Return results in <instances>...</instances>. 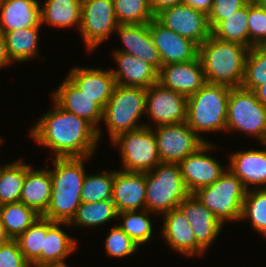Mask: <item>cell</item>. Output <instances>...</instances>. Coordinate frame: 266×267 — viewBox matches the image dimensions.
Wrapping results in <instances>:
<instances>
[{
    "label": "cell",
    "mask_w": 266,
    "mask_h": 267,
    "mask_svg": "<svg viewBox=\"0 0 266 267\" xmlns=\"http://www.w3.org/2000/svg\"><path fill=\"white\" fill-rule=\"evenodd\" d=\"M26 174L22 160L0 165V205L20 202Z\"/></svg>",
    "instance_id": "obj_33"
},
{
    "label": "cell",
    "mask_w": 266,
    "mask_h": 267,
    "mask_svg": "<svg viewBox=\"0 0 266 267\" xmlns=\"http://www.w3.org/2000/svg\"><path fill=\"white\" fill-rule=\"evenodd\" d=\"M183 4L188 5L196 10L202 11L207 15L211 12L212 0H184Z\"/></svg>",
    "instance_id": "obj_45"
},
{
    "label": "cell",
    "mask_w": 266,
    "mask_h": 267,
    "mask_svg": "<svg viewBox=\"0 0 266 267\" xmlns=\"http://www.w3.org/2000/svg\"><path fill=\"white\" fill-rule=\"evenodd\" d=\"M11 63L12 61L8 56L4 34L0 32V69L11 65Z\"/></svg>",
    "instance_id": "obj_46"
},
{
    "label": "cell",
    "mask_w": 266,
    "mask_h": 267,
    "mask_svg": "<svg viewBox=\"0 0 266 267\" xmlns=\"http://www.w3.org/2000/svg\"><path fill=\"white\" fill-rule=\"evenodd\" d=\"M54 109L45 112L29 136L51 150L54 158L91 157L99 144L98 130L86 119L61 108L53 99Z\"/></svg>",
    "instance_id": "obj_1"
},
{
    "label": "cell",
    "mask_w": 266,
    "mask_h": 267,
    "mask_svg": "<svg viewBox=\"0 0 266 267\" xmlns=\"http://www.w3.org/2000/svg\"><path fill=\"white\" fill-rule=\"evenodd\" d=\"M41 267H70L68 264H63V265H47V266H41Z\"/></svg>",
    "instance_id": "obj_50"
},
{
    "label": "cell",
    "mask_w": 266,
    "mask_h": 267,
    "mask_svg": "<svg viewBox=\"0 0 266 267\" xmlns=\"http://www.w3.org/2000/svg\"><path fill=\"white\" fill-rule=\"evenodd\" d=\"M226 131H238L266 143V108L253 91L231 88L228 98Z\"/></svg>",
    "instance_id": "obj_8"
},
{
    "label": "cell",
    "mask_w": 266,
    "mask_h": 267,
    "mask_svg": "<svg viewBox=\"0 0 266 267\" xmlns=\"http://www.w3.org/2000/svg\"><path fill=\"white\" fill-rule=\"evenodd\" d=\"M158 82L186 97L195 94L207 83L199 56L188 62L162 65Z\"/></svg>",
    "instance_id": "obj_16"
},
{
    "label": "cell",
    "mask_w": 266,
    "mask_h": 267,
    "mask_svg": "<svg viewBox=\"0 0 266 267\" xmlns=\"http://www.w3.org/2000/svg\"><path fill=\"white\" fill-rule=\"evenodd\" d=\"M251 0H214L208 21L211 30L220 22L227 19Z\"/></svg>",
    "instance_id": "obj_42"
},
{
    "label": "cell",
    "mask_w": 266,
    "mask_h": 267,
    "mask_svg": "<svg viewBox=\"0 0 266 267\" xmlns=\"http://www.w3.org/2000/svg\"><path fill=\"white\" fill-rule=\"evenodd\" d=\"M146 113V89L115 85L103 110V121L112 141L118 135L145 126L140 119ZM139 122V123H138Z\"/></svg>",
    "instance_id": "obj_5"
},
{
    "label": "cell",
    "mask_w": 266,
    "mask_h": 267,
    "mask_svg": "<svg viewBox=\"0 0 266 267\" xmlns=\"http://www.w3.org/2000/svg\"><path fill=\"white\" fill-rule=\"evenodd\" d=\"M11 238L7 235L2 222L0 221V246L7 243Z\"/></svg>",
    "instance_id": "obj_48"
},
{
    "label": "cell",
    "mask_w": 266,
    "mask_h": 267,
    "mask_svg": "<svg viewBox=\"0 0 266 267\" xmlns=\"http://www.w3.org/2000/svg\"><path fill=\"white\" fill-rule=\"evenodd\" d=\"M67 77L85 95L95 101L103 110L116 85L114 76L109 69L73 67Z\"/></svg>",
    "instance_id": "obj_22"
},
{
    "label": "cell",
    "mask_w": 266,
    "mask_h": 267,
    "mask_svg": "<svg viewBox=\"0 0 266 267\" xmlns=\"http://www.w3.org/2000/svg\"><path fill=\"white\" fill-rule=\"evenodd\" d=\"M52 93V99L61 108L90 122L98 130V138L101 140L103 131L98 127L103 121V109L95 101L81 92L67 76Z\"/></svg>",
    "instance_id": "obj_18"
},
{
    "label": "cell",
    "mask_w": 266,
    "mask_h": 267,
    "mask_svg": "<svg viewBox=\"0 0 266 267\" xmlns=\"http://www.w3.org/2000/svg\"><path fill=\"white\" fill-rule=\"evenodd\" d=\"M266 80V46L249 49L245 62L242 88L253 91Z\"/></svg>",
    "instance_id": "obj_39"
},
{
    "label": "cell",
    "mask_w": 266,
    "mask_h": 267,
    "mask_svg": "<svg viewBox=\"0 0 266 267\" xmlns=\"http://www.w3.org/2000/svg\"><path fill=\"white\" fill-rule=\"evenodd\" d=\"M46 237V218L40 217L15 240L25 261L31 267L42 266V249Z\"/></svg>",
    "instance_id": "obj_34"
},
{
    "label": "cell",
    "mask_w": 266,
    "mask_h": 267,
    "mask_svg": "<svg viewBox=\"0 0 266 267\" xmlns=\"http://www.w3.org/2000/svg\"><path fill=\"white\" fill-rule=\"evenodd\" d=\"M0 267H31L25 261L15 239L0 246Z\"/></svg>",
    "instance_id": "obj_43"
},
{
    "label": "cell",
    "mask_w": 266,
    "mask_h": 267,
    "mask_svg": "<svg viewBox=\"0 0 266 267\" xmlns=\"http://www.w3.org/2000/svg\"><path fill=\"white\" fill-rule=\"evenodd\" d=\"M249 3L220 21L212 30L211 35L225 41L239 43L249 48Z\"/></svg>",
    "instance_id": "obj_32"
},
{
    "label": "cell",
    "mask_w": 266,
    "mask_h": 267,
    "mask_svg": "<svg viewBox=\"0 0 266 267\" xmlns=\"http://www.w3.org/2000/svg\"><path fill=\"white\" fill-rule=\"evenodd\" d=\"M45 2V3H44ZM40 3L41 24L50 27L79 29L81 25L82 0H45Z\"/></svg>",
    "instance_id": "obj_28"
},
{
    "label": "cell",
    "mask_w": 266,
    "mask_h": 267,
    "mask_svg": "<svg viewBox=\"0 0 266 267\" xmlns=\"http://www.w3.org/2000/svg\"><path fill=\"white\" fill-rule=\"evenodd\" d=\"M188 98L172 89L163 87L159 82L146 89V127L183 123L187 121Z\"/></svg>",
    "instance_id": "obj_11"
},
{
    "label": "cell",
    "mask_w": 266,
    "mask_h": 267,
    "mask_svg": "<svg viewBox=\"0 0 266 267\" xmlns=\"http://www.w3.org/2000/svg\"><path fill=\"white\" fill-rule=\"evenodd\" d=\"M232 87L206 83L195 94L188 96L187 124L205 142L200 133L226 132L228 98Z\"/></svg>",
    "instance_id": "obj_4"
},
{
    "label": "cell",
    "mask_w": 266,
    "mask_h": 267,
    "mask_svg": "<svg viewBox=\"0 0 266 267\" xmlns=\"http://www.w3.org/2000/svg\"><path fill=\"white\" fill-rule=\"evenodd\" d=\"M118 211L113 201H99L95 203L81 202L75 217L69 223L80 228L102 226L110 221L117 220Z\"/></svg>",
    "instance_id": "obj_31"
},
{
    "label": "cell",
    "mask_w": 266,
    "mask_h": 267,
    "mask_svg": "<svg viewBox=\"0 0 266 267\" xmlns=\"http://www.w3.org/2000/svg\"><path fill=\"white\" fill-rule=\"evenodd\" d=\"M247 191L243 182L227 168L213 184L193 194L224 225L228 221L240 222Z\"/></svg>",
    "instance_id": "obj_7"
},
{
    "label": "cell",
    "mask_w": 266,
    "mask_h": 267,
    "mask_svg": "<svg viewBox=\"0 0 266 267\" xmlns=\"http://www.w3.org/2000/svg\"><path fill=\"white\" fill-rule=\"evenodd\" d=\"M248 47L210 36L198 46L206 82L241 87L245 74Z\"/></svg>",
    "instance_id": "obj_3"
},
{
    "label": "cell",
    "mask_w": 266,
    "mask_h": 267,
    "mask_svg": "<svg viewBox=\"0 0 266 267\" xmlns=\"http://www.w3.org/2000/svg\"><path fill=\"white\" fill-rule=\"evenodd\" d=\"M26 165L25 180L22 187L20 202L33 208L39 215H43L49 206L51 197V175L47 168H33Z\"/></svg>",
    "instance_id": "obj_26"
},
{
    "label": "cell",
    "mask_w": 266,
    "mask_h": 267,
    "mask_svg": "<svg viewBox=\"0 0 266 267\" xmlns=\"http://www.w3.org/2000/svg\"><path fill=\"white\" fill-rule=\"evenodd\" d=\"M155 19L197 46L211 36L208 15L185 4L166 8L156 14Z\"/></svg>",
    "instance_id": "obj_13"
},
{
    "label": "cell",
    "mask_w": 266,
    "mask_h": 267,
    "mask_svg": "<svg viewBox=\"0 0 266 267\" xmlns=\"http://www.w3.org/2000/svg\"><path fill=\"white\" fill-rule=\"evenodd\" d=\"M161 235L165 243L176 253L188 257L202 256L206 252L197 244L195 234L179 208L163 214Z\"/></svg>",
    "instance_id": "obj_19"
},
{
    "label": "cell",
    "mask_w": 266,
    "mask_h": 267,
    "mask_svg": "<svg viewBox=\"0 0 266 267\" xmlns=\"http://www.w3.org/2000/svg\"><path fill=\"white\" fill-rule=\"evenodd\" d=\"M190 223L197 244L206 252L221 234L223 225L214 213L194 194H189L178 206Z\"/></svg>",
    "instance_id": "obj_17"
},
{
    "label": "cell",
    "mask_w": 266,
    "mask_h": 267,
    "mask_svg": "<svg viewBox=\"0 0 266 267\" xmlns=\"http://www.w3.org/2000/svg\"><path fill=\"white\" fill-rule=\"evenodd\" d=\"M66 222L46 219V237L42 249V266L66 264V258L78 247V241L61 228Z\"/></svg>",
    "instance_id": "obj_27"
},
{
    "label": "cell",
    "mask_w": 266,
    "mask_h": 267,
    "mask_svg": "<svg viewBox=\"0 0 266 267\" xmlns=\"http://www.w3.org/2000/svg\"><path fill=\"white\" fill-rule=\"evenodd\" d=\"M105 249V253L110 257L124 258L134 254L139 247L118 225H115L105 238Z\"/></svg>",
    "instance_id": "obj_40"
},
{
    "label": "cell",
    "mask_w": 266,
    "mask_h": 267,
    "mask_svg": "<svg viewBox=\"0 0 266 267\" xmlns=\"http://www.w3.org/2000/svg\"><path fill=\"white\" fill-rule=\"evenodd\" d=\"M161 163H180L194 154L205 142L187 122L153 128Z\"/></svg>",
    "instance_id": "obj_12"
},
{
    "label": "cell",
    "mask_w": 266,
    "mask_h": 267,
    "mask_svg": "<svg viewBox=\"0 0 266 267\" xmlns=\"http://www.w3.org/2000/svg\"><path fill=\"white\" fill-rule=\"evenodd\" d=\"M114 173L115 169L99 171L92 175L86 173L81 190V201L85 203L112 201Z\"/></svg>",
    "instance_id": "obj_36"
},
{
    "label": "cell",
    "mask_w": 266,
    "mask_h": 267,
    "mask_svg": "<svg viewBox=\"0 0 266 267\" xmlns=\"http://www.w3.org/2000/svg\"><path fill=\"white\" fill-rule=\"evenodd\" d=\"M183 1L184 0H150V6L153 14L156 15L166 8L183 4Z\"/></svg>",
    "instance_id": "obj_44"
},
{
    "label": "cell",
    "mask_w": 266,
    "mask_h": 267,
    "mask_svg": "<svg viewBox=\"0 0 266 267\" xmlns=\"http://www.w3.org/2000/svg\"><path fill=\"white\" fill-rule=\"evenodd\" d=\"M40 217L33 208L22 202L0 205V221L11 239L24 233Z\"/></svg>",
    "instance_id": "obj_30"
},
{
    "label": "cell",
    "mask_w": 266,
    "mask_h": 267,
    "mask_svg": "<svg viewBox=\"0 0 266 267\" xmlns=\"http://www.w3.org/2000/svg\"><path fill=\"white\" fill-rule=\"evenodd\" d=\"M253 92L260 103L266 108V80L263 84L257 86Z\"/></svg>",
    "instance_id": "obj_47"
},
{
    "label": "cell",
    "mask_w": 266,
    "mask_h": 267,
    "mask_svg": "<svg viewBox=\"0 0 266 267\" xmlns=\"http://www.w3.org/2000/svg\"><path fill=\"white\" fill-rule=\"evenodd\" d=\"M214 148L212 142L205 143L194 154L188 155L179 163L182 178L190 194L213 184L228 168L206 154Z\"/></svg>",
    "instance_id": "obj_14"
},
{
    "label": "cell",
    "mask_w": 266,
    "mask_h": 267,
    "mask_svg": "<svg viewBox=\"0 0 266 267\" xmlns=\"http://www.w3.org/2000/svg\"><path fill=\"white\" fill-rule=\"evenodd\" d=\"M149 214L152 212L146 209L118 213L117 219H121L122 222L118 223V226L138 247L152 240L154 230L152 223L155 222V219L151 222Z\"/></svg>",
    "instance_id": "obj_35"
},
{
    "label": "cell",
    "mask_w": 266,
    "mask_h": 267,
    "mask_svg": "<svg viewBox=\"0 0 266 267\" xmlns=\"http://www.w3.org/2000/svg\"><path fill=\"white\" fill-rule=\"evenodd\" d=\"M255 3L266 11V0H254Z\"/></svg>",
    "instance_id": "obj_49"
},
{
    "label": "cell",
    "mask_w": 266,
    "mask_h": 267,
    "mask_svg": "<svg viewBox=\"0 0 266 267\" xmlns=\"http://www.w3.org/2000/svg\"><path fill=\"white\" fill-rule=\"evenodd\" d=\"M149 32L162 65L188 62L198 56V46L193 41L166 28L155 18L149 23Z\"/></svg>",
    "instance_id": "obj_15"
},
{
    "label": "cell",
    "mask_w": 266,
    "mask_h": 267,
    "mask_svg": "<svg viewBox=\"0 0 266 267\" xmlns=\"http://www.w3.org/2000/svg\"><path fill=\"white\" fill-rule=\"evenodd\" d=\"M121 156V170L148 172L161 163L153 128L142 127L118 135L111 141Z\"/></svg>",
    "instance_id": "obj_9"
},
{
    "label": "cell",
    "mask_w": 266,
    "mask_h": 267,
    "mask_svg": "<svg viewBox=\"0 0 266 267\" xmlns=\"http://www.w3.org/2000/svg\"><path fill=\"white\" fill-rule=\"evenodd\" d=\"M40 27L22 28L4 34L8 56L20 64L30 59L40 58L38 54Z\"/></svg>",
    "instance_id": "obj_29"
},
{
    "label": "cell",
    "mask_w": 266,
    "mask_h": 267,
    "mask_svg": "<svg viewBox=\"0 0 266 267\" xmlns=\"http://www.w3.org/2000/svg\"><path fill=\"white\" fill-rule=\"evenodd\" d=\"M178 163H160L146 172V210L163 215L189 195Z\"/></svg>",
    "instance_id": "obj_6"
},
{
    "label": "cell",
    "mask_w": 266,
    "mask_h": 267,
    "mask_svg": "<svg viewBox=\"0 0 266 267\" xmlns=\"http://www.w3.org/2000/svg\"><path fill=\"white\" fill-rule=\"evenodd\" d=\"M118 25L113 0H82L79 33L87 51H94L115 34Z\"/></svg>",
    "instance_id": "obj_10"
},
{
    "label": "cell",
    "mask_w": 266,
    "mask_h": 267,
    "mask_svg": "<svg viewBox=\"0 0 266 267\" xmlns=\"http://www.w3.org/2000/svg\"><path fill=\"white\" fill-rule=\"evenodd\" d=\"M248 30L249 48L266 46V11L254 0L249 2Z\"/></svg>",
    "instance_id": "obj_41"
},
{
    "label": "cell",
    "mask_w": 266,
    "mask_h": 267,
    "mask_svg": "<svg viewBox=\"0 0 266 267\" xmlns=\"http://www.w3.org/2000/svg\"><path fill=\"white\" fill-rule=\"evenodd\" d=\"M3 138L0 136V146H1V144H3Z\"/></svg>",
    "instance_id": "obj_51"
},
{
    "label": "cell",
    "mask_w": 266,
    "mask_h": 267,
    "mask_svg": "<svg viewBox=\"0 0 266 267\" xmlns=\"http://www.w3.org/2000/svg\"><path fill=\"white\" fill-rule=\"evenodd\" d=\"M112 194L118 213L146 209V172L115 170Z\"/></svg>",
    "instance_id": "obj_20"
},
{
    "label": "cell",
    "mask_w": 266,
    "mask_h": 267,
    "mask_svg": "<svg viewBox=\"0 0 266 267\" xmlns=\"http://www.w3.org/2000/svg\"><path fill=\"white\" fill-rule=\"evenodd\" d=\"M124 48L120 51L140 58L151 65L157 72L162 67V61L149 32V23L145 24H119L116 29Z\"/></svg>",
    "instance_id": "obj_21"
},
{
    "label": "cell",
    "mask_w": 266,
    "mask_h": 267,
    "mask_svg": "<svg viewBox=\"0 0 266 267\" xmlns=\"http://www.w3.org/2000/svg\"><path fill=\"white\" fill-rule=\"evenodd\" d=\"M113 3L119 24H145L155 18L150 0H113Z\"/></svg>",
    "instance_id": "obj_38"
},
{
    "label": "cell",
    "mask_w": 266,
    "mask_h": 267,
    "mask_svg": "<svg viewBox=\"0 0 266 267\" xmlns=\"http://www.w3.org/2000/svg\"><path fill=\"white\" fill-rule=\"evenodd\" d=\"M39 0H0V32L41 27Z\"/></svg>",
    "instance_id": "obj_25"
},
{
    "label": "cell",
    "mask_w": 266,
    "mask_h": 267,
    "mask_svg": "<svg viewBox=\"0 0 266 267\" xmlns=\"http://www.w3.org/2000/svg\"><path fill=\"white\" fill-rule=\"evenodd\" d=\"M112 54L118 68L110 70L117 85L148 89L158 82V72L144 60L120 51Z\"/></svg>",
    "instance_id": "obj_24"
},
{
    "label": "cell",
    "mask_w": 266,
    "mask_h": 267,
    "mask_svg": "<svg viewBox=\"0 0 266 267\" xmlns=\"http://www.w3.org/2000/svg\"><path fill=\"white\" fill-rule=\"evenodd\" d=\"M92 157L53 158L51 197L42 217L53 222L70 223L81 204V190L86 175L85 160Z\"/></svg>",
    "instance_id": "obj_2"
},
{
    "label": "cell",
    "mask_w": 266,
    "mask_h": 267,
    "mask_svg": "<svg viewBox=\"0 0 266 267\" xmlns=\"http://www.w3.org/2000/svg\"><path fill=\"white\" fill-rule=\"evenodd\" d=\"M244 220L250 221L253 230L266 238V189L250 188L247 191L240 222Z\"/></svg>",
    "instance_id": "obj_37"
},
{
    "label": "cell",
    "mask_w": 266,
    "mask_h": 267,
    "mask_svg": "<svg viewBox=\"0 0 266 267\" xmlns=\"http://www.w3.org/2000/svg\"><path fill=\"white\" fill-rule=\"evenodd\" d=\"M265 149H247L230 155L228 169L237 176L249 190L266 189V143ZM256 186V187H255Z\"/></svg>",
    "instance_id": "obj_23"
}]
</instances>
